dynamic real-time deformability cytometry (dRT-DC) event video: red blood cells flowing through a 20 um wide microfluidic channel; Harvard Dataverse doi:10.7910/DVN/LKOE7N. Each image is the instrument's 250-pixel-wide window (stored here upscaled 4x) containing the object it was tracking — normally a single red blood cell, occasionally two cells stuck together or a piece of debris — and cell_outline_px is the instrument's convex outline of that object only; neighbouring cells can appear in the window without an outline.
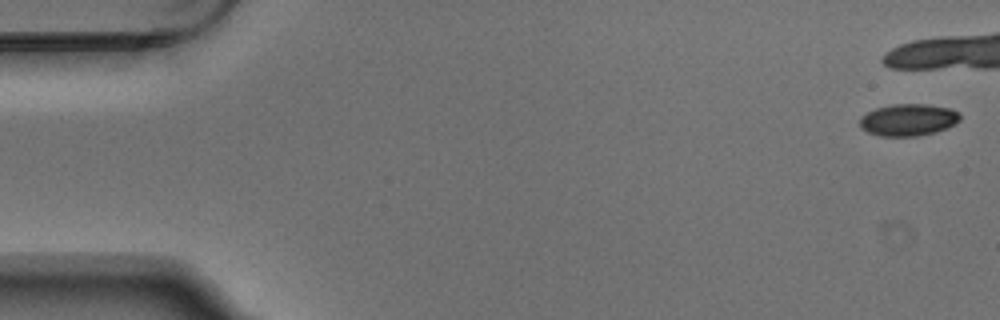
{"species": "Egyptian fruit bat (a non-hibernating species)", "species_latin": "Rousettus aegyptiacus", "temperature_condition": "warm", "stored_images_in_passage": 3, "camera_frame_rate_fps": 3000, "um_per_image_px": 0.085, "animal": {"sex": "male"}, "frame": {"image": 1, "passage_image": 1, "time_ms": 0.0, "image_size_px": [1000, 320], "cell_outline_px": [[960, 120], [956, 124], [936, 132], [916, 136], [880, 136], [868, 132], [860, 128], [860, 116], [876, 108], [892, 104], [924, 104], [952, 108], [960, 112]], "centroid_in_image_um": [77.22, 10.18], "position_along_channel_um": 7.8, "area_um2": 18.84}}